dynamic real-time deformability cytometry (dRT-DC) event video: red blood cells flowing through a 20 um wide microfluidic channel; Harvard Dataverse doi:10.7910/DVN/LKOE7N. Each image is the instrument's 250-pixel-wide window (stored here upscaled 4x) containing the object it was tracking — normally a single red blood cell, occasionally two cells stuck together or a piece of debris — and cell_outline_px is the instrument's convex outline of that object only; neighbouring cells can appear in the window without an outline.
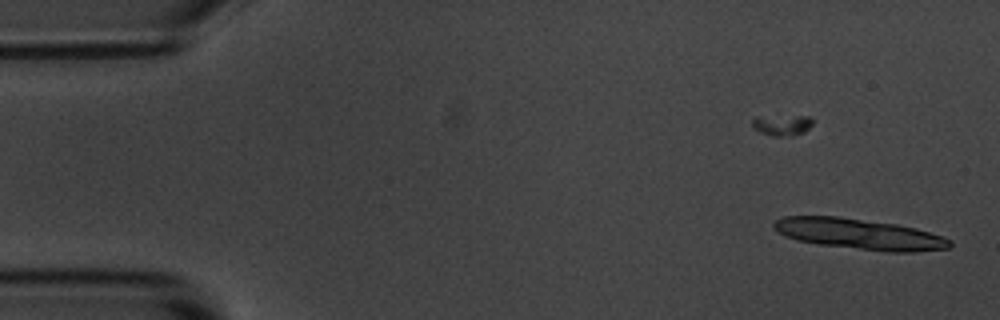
{"species": "common noctule bat (a hibernating species)", "species_latin": "Nyctalus noctula", "temperature_condition": "room temperature", "stored_images_in_passage": 12, "camera_frame_rate_fps": 3000, "um_per_image_px": 0.085, "animal": {"sex": "male", "body_mass_g": 20.1, "forearm_length_mm": 53.5}, "frame": {"image": 1, "passage_image": 1, "time_ms": 0.0, "image_size_px": [1000, 320], "cell_outline_px": [[952, 244], [948, 248], [912, 252], [888, 252], [820, 244], [796, 240], [784, 236], [772, 228], [772, 224], [776, 220], [784, 216], [840, 216], [896, 224], [916, 228], [952, 240]], "centroid_in_image_um": [73.01, 19.88], "position_along_channel_um": 12.0, "area_um2": 31.44}}